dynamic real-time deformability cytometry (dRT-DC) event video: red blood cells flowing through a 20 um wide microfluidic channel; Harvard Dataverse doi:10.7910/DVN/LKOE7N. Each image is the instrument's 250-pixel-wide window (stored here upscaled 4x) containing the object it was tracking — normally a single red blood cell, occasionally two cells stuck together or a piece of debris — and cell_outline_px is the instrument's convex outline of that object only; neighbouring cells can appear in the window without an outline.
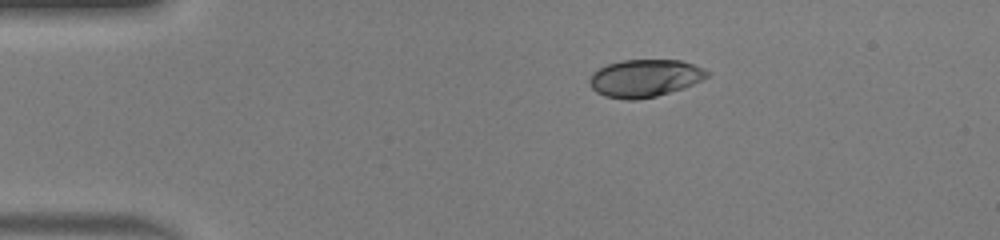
{"species": "human", "species_latin": "Homo sapiens", "temperature_condition": "warm", "stored_images_in_passage": 41, "camera_frame_rate_fps": 3000, "um_per_image_px": 0.085, "donor": {"sex": "male"}, "frame": {"image": 1, "passage_image": 1, "time_ms": 0.0, "image_size_px": [1000, 240], "cell_outline_px": [[712, 72], [708, 76], [684, 88], [656, 96], [636, 100], [628, 100], [604, 96], [596, 92], [588, 84], [588, 80], [592, 72], [608, 64], [620, 60], [680, 60], [704, 68]], "centroid_in_image_um": [54.79, 6.64], "position_along_channel_um": 30.2, "area_um2": 25.84}}
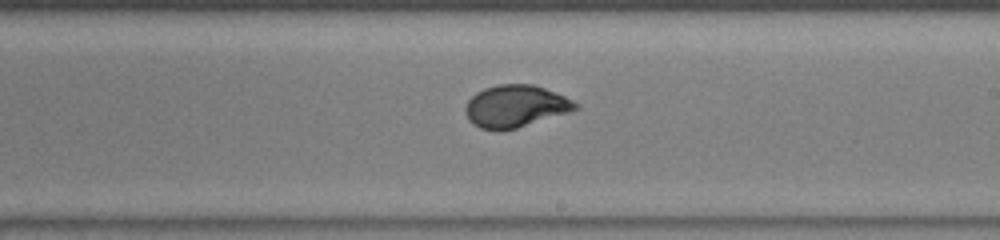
{"frame": {"image": 2, "passage_image": 21, "time_ms": 6.667, "image_size_px": [1000, 240], "cell_outline_px": [[580, 108], [568, 112], [516, 128], [500, 132], [480, 128], [472, 124], [468, 120], [464, 108], [468, 100], [476, 92], [484, 88], [496, 84], [532, 84], [544, 88], [564, 96], [580, 104]], "centroid_in_image_um": [43.77, 9.03], "position_along_channel_um": 245.2, "area_um2": 27.17}}
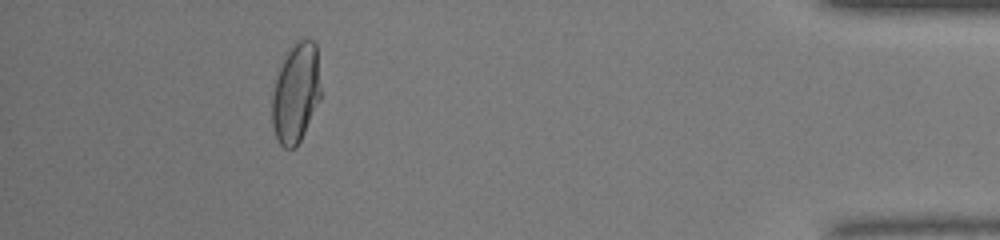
{"frame": {"image": 3, "passage_image": 37, "time_ms": 12.0, "image_size_px": [1000, 240], "cell_outline_px": [[320, 100], [296, 148], [284, 148], [280, 144], [272, 128], [272, 96], [276, 76], [284, 52], [300, 40], [312, 40], [316, 44], [320, 88]], "centroid_in_image_um": [25.12, 7.9], "position_along_channel_um": 410.1, "area_um2": 28.32}, "authors_computed_cell_mechanics": {"area_um2": 26.9348, "velocity_mm_per_s": 4.1477, "shape_relaxation_time_tau1_ms": 4.5637, "shape_relaxation_time_tau2_ms": null, "deformation_change_tau1": 0.1951, "deformation_change_tau2": null}}